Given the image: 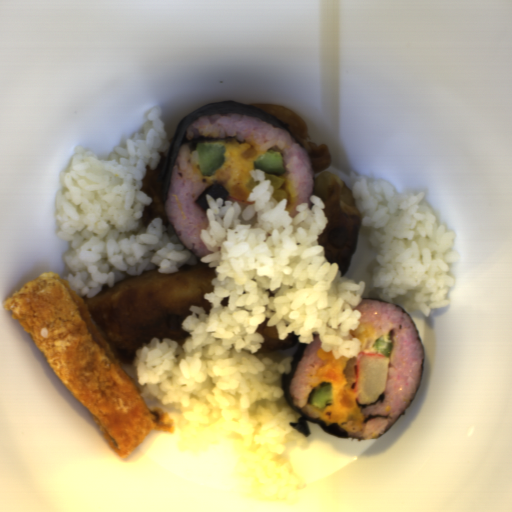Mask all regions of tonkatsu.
Segmentation results:
<instances>
[{
	"label": "tonkatsu",
	"instance_id": "d4beea91",
	"mask_svg": "<svg viewBox=\"0 0 512 512\" xmlns=\"http://www.w3.org/2000/svg\"><path fill=\"white\" fill-rule=\"evenodd\" d=\"M2 305L121 458H128L152 432L175 433L169 415L150 409L85 300L64 277L41 273Z\"/></svg>",
	"mask_w": 512,
	"mask_h": 512
}]
</instances>
